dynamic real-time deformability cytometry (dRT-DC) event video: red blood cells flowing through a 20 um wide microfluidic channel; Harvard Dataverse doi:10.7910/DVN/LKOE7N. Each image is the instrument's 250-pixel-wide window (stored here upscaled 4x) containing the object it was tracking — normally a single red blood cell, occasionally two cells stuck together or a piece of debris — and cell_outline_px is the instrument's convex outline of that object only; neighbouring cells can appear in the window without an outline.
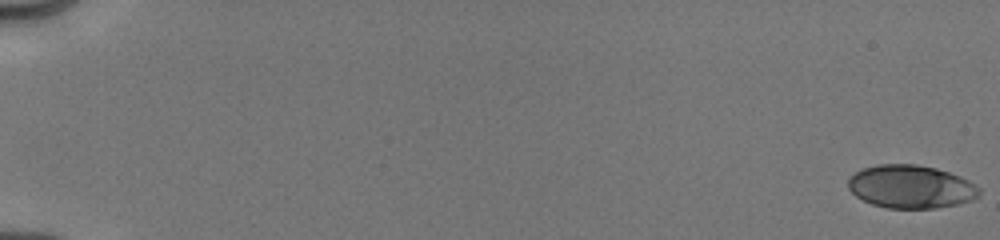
{"species": "human", "species_latin": "Homo sapiens", "temperature_condition": "cold", "stored_images_in_passage": 34, "segment_of_instrument_passage": [1, 2], "camera_frame_rate_fps": 3000, "um_per_image_px": 0.085, "donor": {"sex": "male"}, "frame": {"image": 1, "passage_image": 1, "time_ms": 0.0, "image_size_px": [1000, 240], "cell_outline_px": [[980, 196], [972, 200], [956, 204], [936, 208], [888, 208], [872, 204], [856, 196], [848, 188], [848, 176], [864, 168], [876, 164], [916, 164], [936, 168], [960, 176], [976, 184], [980, 188]], "centroid_in_image_um": [77.43, 15.86], "position_along_channel_um": 7.6, "area_um2": 33.06}}
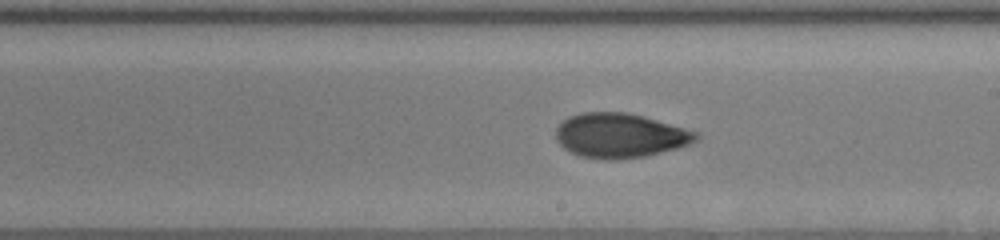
{"frame": {"image": 2, "passage_image": 16, "time_ms": 10.667, "image_size_px": [1000, 240], "cell_outline_px": [[700, 136], [696, 140], [688, 144], [676, 148], [644, 156], [616, 160], [608, 160], [580, 156], [564, 148], [556, 140], [556, 128], [568, 116], [580, 112], [628, 112], [644, 116], [684, 128], [696, 132]], "centroid_in_image_um": [52.67, 11.51], "position_along_channel_um": 236.3, "area_um2": 36.18}}
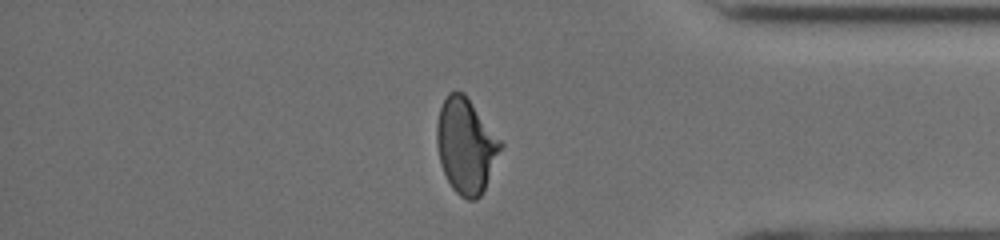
{"frame": {"image": 3, "passage_image": 30, "time_ms": 15.0, "image_size_px": [1000, 240], "cell_outline_px": [[504, 144], [484, 188], [480, 196], [476, 200], [468, 200], [460, 196], [452, 188], [440, 164], [436, 144], [436, 124], [440, 108], [448, 92], [464, 92]], "centroid_in_image_um": [39.59, 12.38], "position_along_channel_um": 395.6, "area_um2": 35.2}}